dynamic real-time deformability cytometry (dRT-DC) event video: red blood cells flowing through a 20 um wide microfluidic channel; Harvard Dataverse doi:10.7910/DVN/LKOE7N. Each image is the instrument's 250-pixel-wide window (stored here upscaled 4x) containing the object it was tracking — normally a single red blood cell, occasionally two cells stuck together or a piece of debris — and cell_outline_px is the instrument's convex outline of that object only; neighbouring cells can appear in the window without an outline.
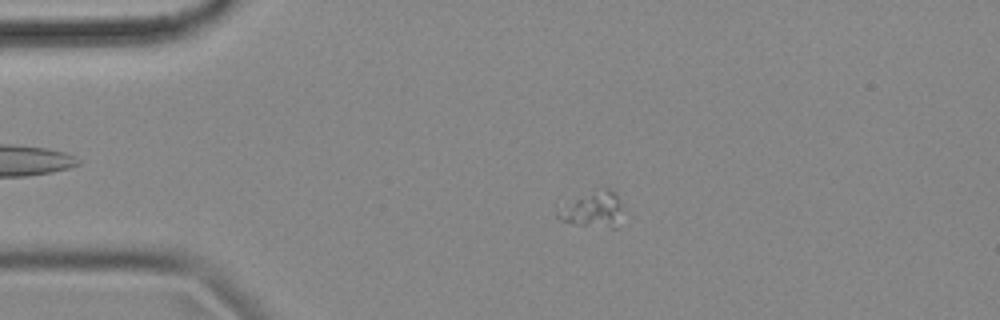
{"species": "common noctule bat (a hibernating species)", "species_latin": "Nyctalus noctula", "temperature_condition": "cold", "stored_images_in_passage": 58, "camera_frame_rate_fps": 3000, "um_per_image_px": 0.085, "animal": {"sex": "female", "body_mass_g": 18.4}, "frame": {"image": 1, "passage_image": 12, "time_ms": 3.667, "image_size_px": [1000, 320], "cell_outline_px": [[620, 208], [616, 228], [612, 228], [576, 224], [560, 220], [556, 216], [556, 208], [604, 188], [608, 188], [616, 192], [620, 204]], "centroid_in_image_um": [50.36, 17.83], "position_along_channel_um": 34.6, "area_um2": 12.83}}
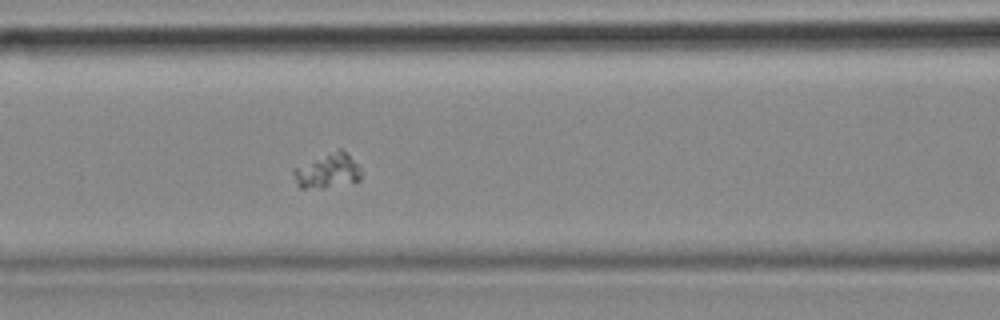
{"frame": {"image": 2, "passage_image": 24, "time_ms": 7.667, "image_size_px": [1000, 320], "cell_outline_px": [[360, 180], [320, 188], [300, 188], [296, 184], [292, 172], [296, 168], [340, 148], [356, 164], [360, 172]], "centroid_in_image_um": [27.81, 14.56], "position_along_channel_um": 138.8, "area_um2": 12.83}}
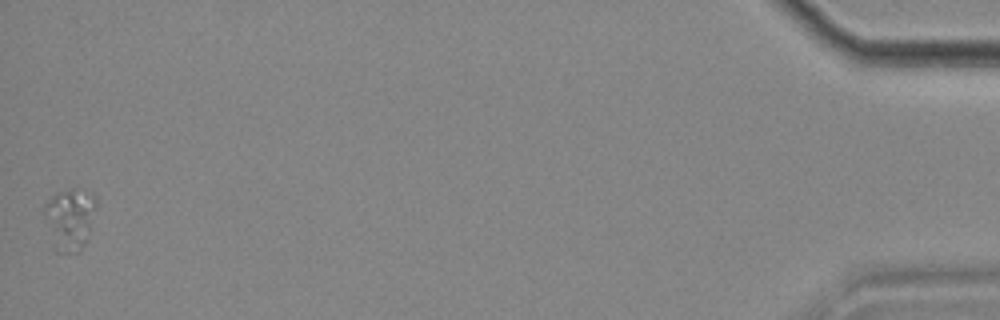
{"frame": {"image": 3, "passage_image": 57, "time_ms": 18.667, "image_size_px": [1000, 320], "cell_outline_px": [[96, 204], [88, 232], [84, 244], [80, 252], [56, 252], [52, 248], [44, 212], [44, 208], [52, 196], [56, 192], [72, 188], [92, 196], [96, 200]], "centroid_in_image_um": [5.88, 18.66], "position_along_channel_um": 429.3, "area_um2": 18.15}}